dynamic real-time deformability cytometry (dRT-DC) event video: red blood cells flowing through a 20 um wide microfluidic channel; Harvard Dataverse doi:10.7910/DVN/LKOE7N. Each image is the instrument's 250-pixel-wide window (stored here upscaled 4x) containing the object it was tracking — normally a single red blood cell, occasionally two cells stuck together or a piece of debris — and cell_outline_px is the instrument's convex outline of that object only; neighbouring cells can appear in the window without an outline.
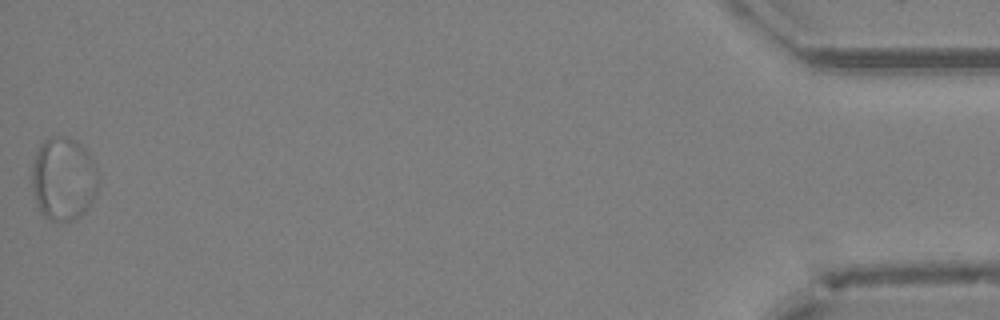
{"species": "Egyptian fruit bat (a non-hibernating species)", "species_latin": "Rousettus aegyptiacus", "temperature_condition": "cold", "stored_images_in_passage": 43, "segment_of_instrument_passage": [2, 2], "camera_frame_rate_fps": 3000, "um_per_image_px": 0.085, "animal": {"sex": "female"}, "frame": {"image": 1, "passage_image": 43, "time_ms": 14.0, "image_size_px": [1000, 320], "cell_outline_px": [[100, 180], [96, 192], [84, 212], [80, 216], [72, 220], [52, 220], [44, 216], [40, 212], [36, 204], [32, 188], [32, 164], [36, 152], [40, 144], [44, 140], [52, 136], [68, 136], [76, 140], [84, 148], [92, 160], [96, 168]], "centroid_in_image_um": [5.38, 15.17], "position_along_channel_um": 429.8, "area_um2": 32.31}}